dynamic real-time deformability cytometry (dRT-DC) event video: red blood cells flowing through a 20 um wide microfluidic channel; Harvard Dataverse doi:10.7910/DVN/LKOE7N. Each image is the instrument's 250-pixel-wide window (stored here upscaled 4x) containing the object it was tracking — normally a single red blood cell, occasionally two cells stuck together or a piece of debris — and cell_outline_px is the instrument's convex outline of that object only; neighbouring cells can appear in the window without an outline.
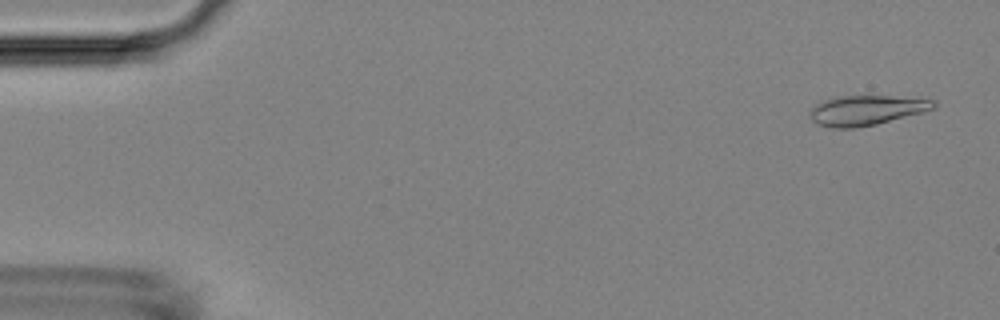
{"species": "Egyptian fruit bat (a non-hibernating species)", "species_latin": "Rousettus aegyptiacus", "temperature_condition": "room temperature", "stored_images_in_passage": 8, "camera_frame_rate_fps": 3000, "um_per_image_px": 0.085, "animal": {"sex": "female"}, "frame": {"image": 1, "passage_image": 1, "time_ms": 0.0, "image_size_px": [1000, 320], "cell_outline_px": [[936, 108], [876, 124], [856, 128], [832, 128], [816, 124], [812, 120], [808, 112], [816, 104], [824, 100], [836, 96], [892, 96], [936, 100]], "centroid_in_image_um": [73.6, 9.37], "position_along_channel_um": 11.4, "area_um2": 21.5}}
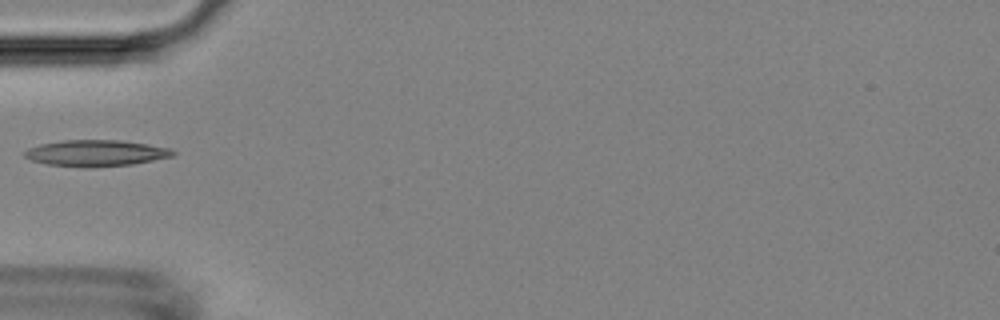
{"frame": {"image": 2, "passage_image": 5, "time_ms": 1.333, "image_size_px": [1000, 320], "cell_outline_px": [[176, 152], [172, 156], [132, 164], [88, 168], [84, 168], [48, 164], [32, 160], [24, 156], [24, 152], [28, 148], [40, 144], [64, 140], [120, 140], [148, 144], [168, 148]], "centroid_in_image_um": [8.13, 13.01], "position_along_channel_um": 76.9, "area_um2": 22.6}}
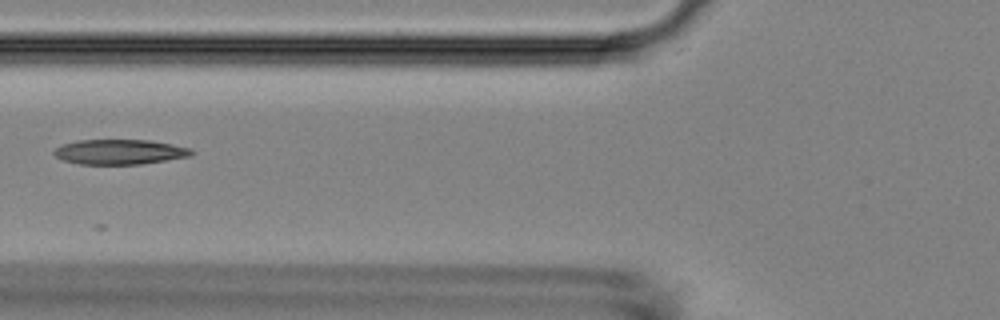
{"frame": {"image": 3, "passage_image": 6, "time_ms": 1.667, "image_size_px": [1000, 320], "cell_outline_px": [[196, 152], [192, 156], [140, 164], [80, 164], [64, 160], [56, 156], [52, 152], [56, 148], [64, 144], [80, 140], [148, 140], [172, 144], [192, 148]], "centroid_in_image_um": [10.24, 12.91], "position_along_channel_um": 115.6, "area_um2": 19.94}}